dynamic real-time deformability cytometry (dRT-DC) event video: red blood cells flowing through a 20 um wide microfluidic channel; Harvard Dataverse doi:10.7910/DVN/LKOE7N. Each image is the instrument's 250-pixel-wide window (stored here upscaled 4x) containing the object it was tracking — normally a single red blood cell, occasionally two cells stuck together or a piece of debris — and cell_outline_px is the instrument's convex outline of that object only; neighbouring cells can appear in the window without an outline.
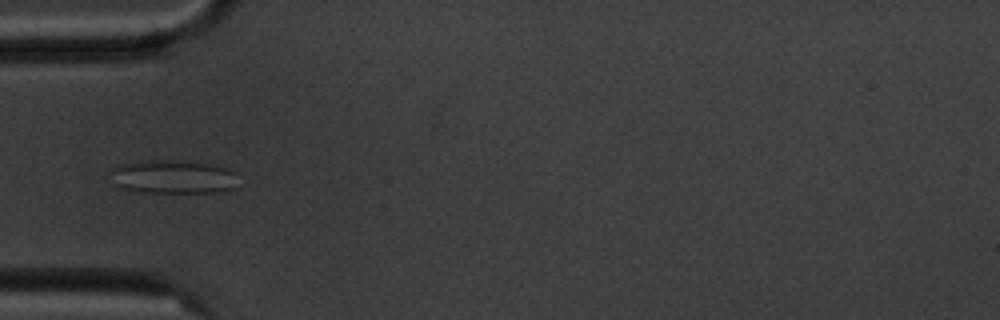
{"species": "common noctule bat (a hibernating species)", "species_latin": "Nyctalus noctula", "temperature_condition": "cold", "stored_images_in_passage": 9, "camera_frame_rate_fps": 3000, "um_per_image_px": 0.085, "animal": {"sex": "male", "body_mass_g": 20.1, "forearm_length_mm": 53.5}, "frame": {"image": 1, "passage_image": 6, "time_ms": 5.667, "image_size_px": [1000, 320], "cell_outline_px": [[236, 188], [224, 192], [140, 192], [120, 188], [112, 184], [108, 172], [116, 164], [140, 160], [172, 160], [216, 164], [228, 168], [236, 172]], "centroid_in_image_um": [14.66, 15.02], "position_along_channel_um": 70.3, "area_um2": 25.84}}
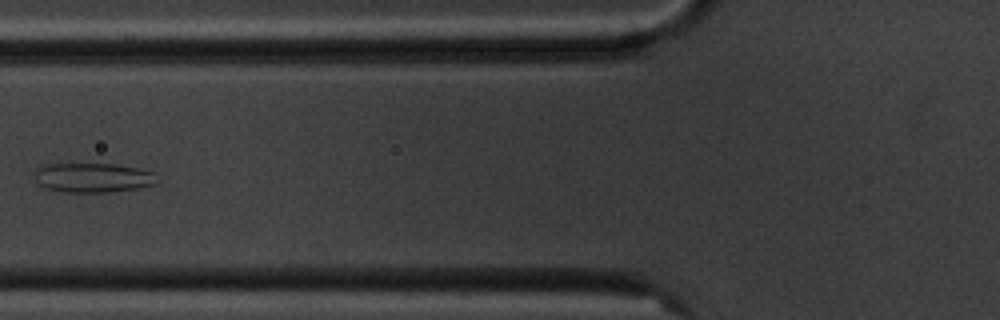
{"frame": {"image": 2, "passage_image": 7, "time_ms": 7.0, "image_size_px": [1000, 320], "cell_outline_px": [[160, 180], [156, 184], [136, 188], [108, 192], [60, 192], [44, 188], [36, 180], [36, 168], [44, 164], [116, 164], [140, 168], [156, 172]], "centroid_in_image_um": [7.95, 15.1], "position_along_channel_um": 117.8, "area_um2": 21.33}}